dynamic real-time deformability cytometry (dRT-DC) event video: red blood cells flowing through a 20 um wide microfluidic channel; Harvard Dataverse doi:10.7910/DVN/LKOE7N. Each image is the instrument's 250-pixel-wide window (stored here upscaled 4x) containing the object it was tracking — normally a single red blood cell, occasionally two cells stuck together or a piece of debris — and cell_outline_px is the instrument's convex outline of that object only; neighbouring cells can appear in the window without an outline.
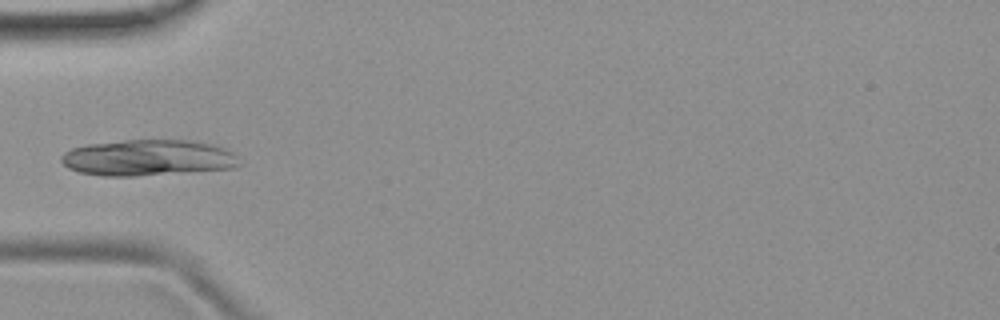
{"species": "common noctule bat (a hibernating species)", "species_latin": "Nyctalus noctula", "temperature_condition": "room temperature", "stored_images_in_passage": 6, "camera_frame_rate_fps": 3000, "um_per_image_px": 0.085, "animal": {"sex": "female", "body_mass_g": 19.9}, "frame": {"image": 1, "passage_image": 5, "time_ms": 4.667, "image_size_px": [1000, 320], "cell_outline_px": [[244, 164], [236, 168], [136, 176], [104, 176], [80, 172], [68, 168], [60, 160], [60, 156], [64, 152], [72, 148], [88, 144], [124, 140], [192, 140], [212, 144], [224, 148], [232, 152]], "centroid_in_image_um": [12.61, 13.41], "position_along_channel_um": 72.4, "area_um2": 37.69}}
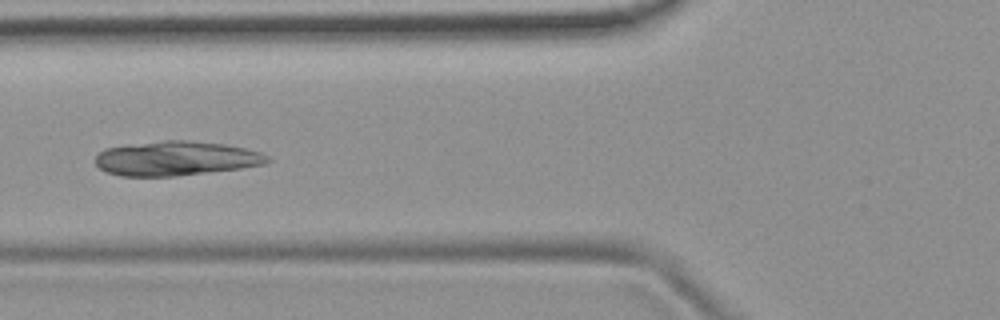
{"frame": {"image": 2, "passage_image": 6, "time_ms": 5.667, "image_size_px": [1000, 320], "cell_outline_px": [[272, 160], [264, 164], [240, 168], [176, 176], [120, 176], [104, 172], [96, 164], [96, 156], [104, 148], [128, 144], [164, 140], [188, 140], [224, 144], [244, 148], [260, 152], [268, 156]], "centroid_in_image_um": [14.93, 13.46], "position_along_channel_um": 110.9, "area_um2": 34.56}}